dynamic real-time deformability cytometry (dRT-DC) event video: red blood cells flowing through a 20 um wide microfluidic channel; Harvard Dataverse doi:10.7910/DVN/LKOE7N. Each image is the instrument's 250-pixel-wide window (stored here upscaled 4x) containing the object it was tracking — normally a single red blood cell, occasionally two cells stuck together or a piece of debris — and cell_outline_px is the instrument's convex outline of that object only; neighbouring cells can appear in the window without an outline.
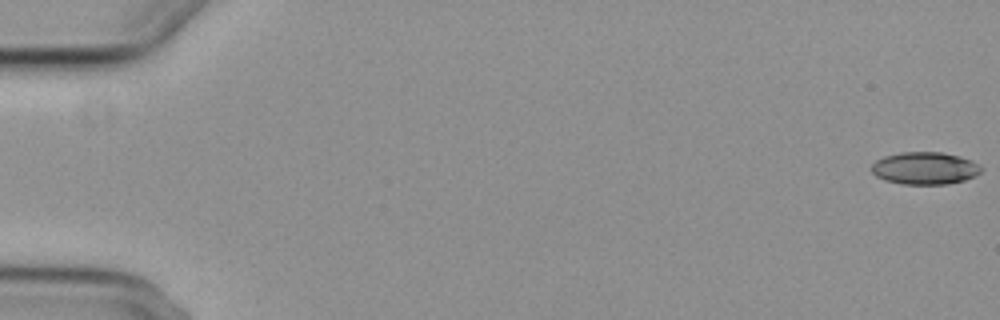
{"species": "common noctule bat (a hibernating species)", "species_latin": "Nyctalus noctula", "temperature_condition": "cold", "stored_images_in_passage": 8, "camera_frame_rate_fps": 3000, "um_per_image_px": 0.085, "animal": {"sex": "female", "body_mass_g": 29.2, "forearm_length_mm": 56.3}, "frame": {"image": 1, "passage_image": 1, "time_ms": 0.0, "image_size_px": [1000, 320], "cell_outline_px": [[980, 172], [976, 176], [964, 180], [948, 184], [900, 184], [884, 180], [876, 176], [872, 172], [872, 164], [876, 160], [884, 156], [900, 152], [940, 152], [960, 156], [972, 160], [980, 168]], "centroid_in_image_um": [78.58, 14.3], "position_along_channel_um": 6.4, "area_um2": 20.69}}
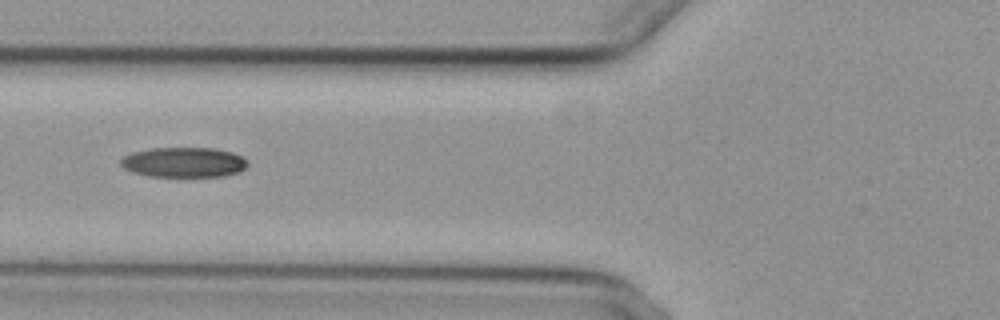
{"frame": {"image": 2, "passage_image": 7, "time_ms": 7.333, "image_size_px": [1000, 320], "cell_outline_px": [[248, 164], [240, 172], [224, 176], [148, 176], [132, 172], [124, 168], [120, 164], [120, 160], [124, 156], [132, 152], [152, 148], [212, 148], [232, 152], [248, 160]], "centroid_in_image_um": [15.62, 13.79], "position_along_channel_um": 110.2, "area_um2": 22.2}}
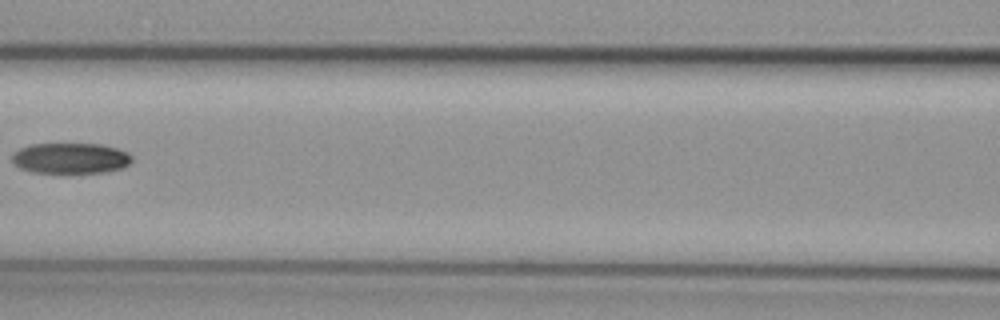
{"frame": {"image": 3, "passage_image": 8, "time_ms": 8.667, "image_size_px": [1000, 320], "cell_outline_px": [[132, 160], [124, 168], [108, 172], [32, 172], [20, 168], [12, 164], [12, 152], [20, 148], [32, 144], [100, 144], [116, 148], [128, 152], [132, 156]], "centroid_in_image_um": [5.99, 13.44], "position_along_channel_um": 160.6, "area_um2": 21.5}}